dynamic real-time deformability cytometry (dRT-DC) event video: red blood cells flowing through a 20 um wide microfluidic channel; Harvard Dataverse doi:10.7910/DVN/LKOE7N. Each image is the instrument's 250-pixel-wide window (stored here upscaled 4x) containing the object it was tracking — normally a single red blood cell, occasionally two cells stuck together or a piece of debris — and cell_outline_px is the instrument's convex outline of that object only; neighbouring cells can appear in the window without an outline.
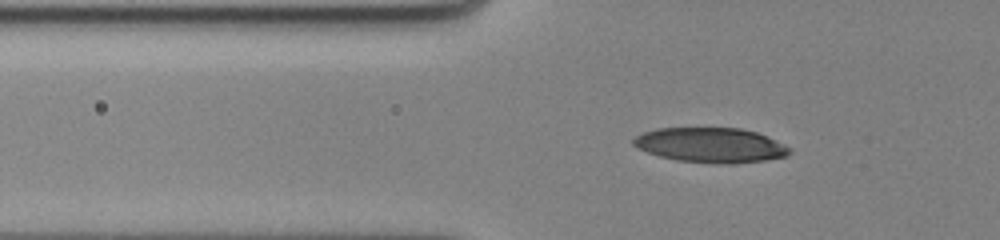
{"species": "human", "species_latin": "Homo sapiens", "temperature_condition": "cold", "stored_images_in_passage": 47, "camera_frame_rate_fps": 3000, "um_per_image_px": 0.085, "donor": {"sex": "female"}, "frame": {"image": 1, "passage_image": 9, "time_ms": 2.667, "image_size_px": [1000, 240], "cell_outline_px": [[792, 152], [788, 156], [764, 160], [732, 164], [712, 164], [676, 160], [660, 156], [636, 148], [632, 144], [632, 140], [636, 136], [644, 132], [656, 128], [740, 128], [756, 132], [792, 148]], "centroid_in_image_um": [60.4, 12.34], "position_along_channel_um": 65.4, "area_um2": 31.85}}
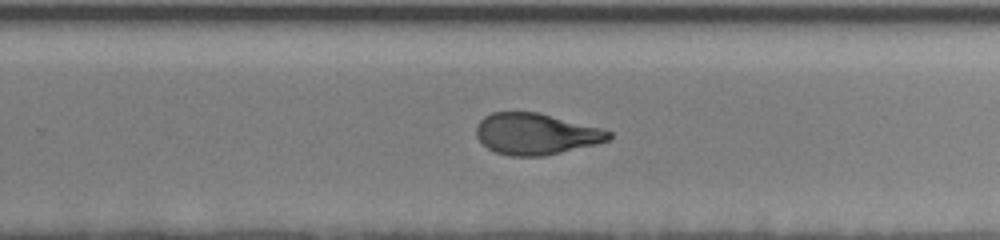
{"frame": {"image": 2, "passage_image": 29, "time_ms": 9.333, "image_size_px": [1000, 240], "cell_outline_px": [[612, 136], [608, 140], [596, 144], [544, 156], [508, 156], [496, 152], [488, 148], [476, 136], [476, 124], [484, 116], [492, 112], [540, 112], [600, 128], [612, 132]], "centroid_in_image_um": [45.53, 11.38], "position_along_channel_um": 284.3, "area_um2": 31.91}}
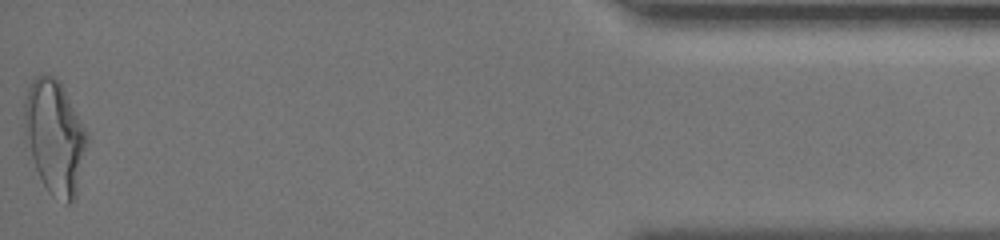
{"frame": {"image": 3, "passage_image": 47, "time_ms": 15.333, "image_size_px": [1000, 240], "cell_outline_px": [[88, 140], [76, 196], [72, 204], [68, 204], [52, 196], [48, 192], [36, 168], [24, 140], [24, 100], [28, 88], [32, 80], [40, 72], [52, 76], [60, 80], [88, 136]], "centroid_in_image_um": [4.63, 11.62], "position_along_channel_um": 430.6, "area_um2": 41.62}, "authors_computed_cell_mechanics": {"area_um2": 33.1772, "velocity_mm_per_s": 3.4656, "shape_relaxation_time_tau1_ms": 5.7446, "shape_relaxation_time_tau2_ms": 1.4434, "deformation_change_tau1": 0.2058, "deformation_change_tau2": 0.088}}